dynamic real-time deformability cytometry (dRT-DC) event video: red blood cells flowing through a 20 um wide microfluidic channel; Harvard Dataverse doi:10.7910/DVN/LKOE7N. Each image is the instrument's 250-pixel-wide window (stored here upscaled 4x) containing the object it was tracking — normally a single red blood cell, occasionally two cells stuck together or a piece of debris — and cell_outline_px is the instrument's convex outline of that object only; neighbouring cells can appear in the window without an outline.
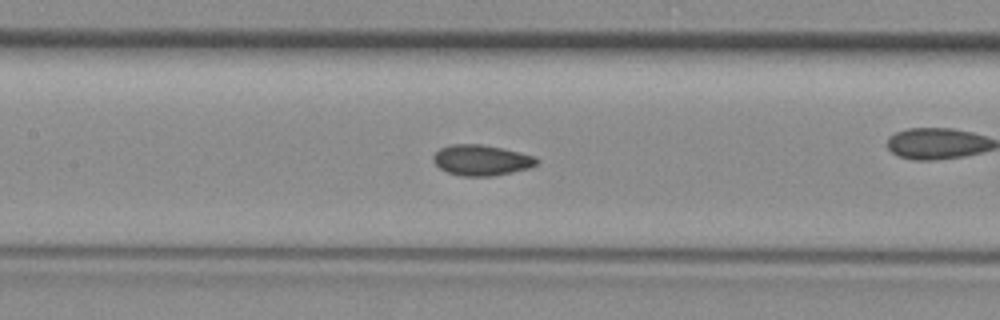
{"species": "common noctule bat (a hibernating species)", "species_latin": "Nyctalus noctula", "temperature_condition": "room temperature", "stored_images_in_passage": 48, "camera_frame_rate_fps": 3000, "um_per_image_px": 0.085, "animal": {"sex": "female", "body_mass_g": 29.2, "forearm_length_mm": 56.3}, "frame": {"image": 1, "passage_image": 21, "time_ms": 6.667, "image_size_px": [1000, 320], "cell_outline_px": [[540, 160], [536, 164], [528, 168], [512, 172], [492, 176], [460, 176], [448, 172], [440, 168], [432, 160], [432, 156], [440, 148], [452, 144], [480, 144], [504, 148], [536, 156]], "centroid_in_image_um": [40.93, 13.61], "position_along_channel_um": 166.5, "area_um2": 18.55}}
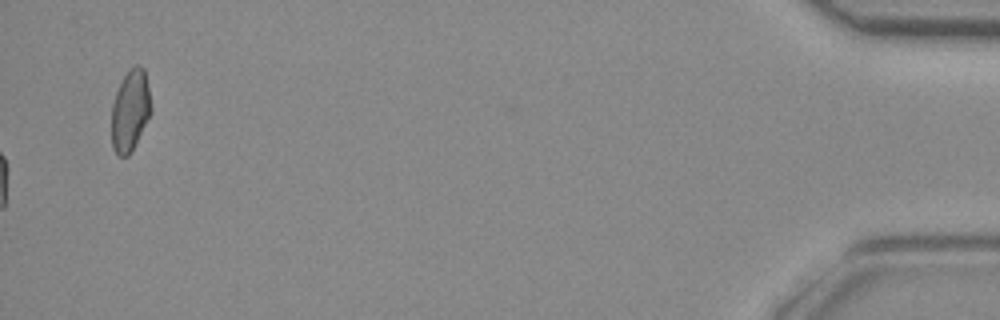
{"frame": {"image": 2, "passage_image": 48, "time_ms": 15.667, "image_size_px": [1000, 320], "cell_outline_px": [[152, 112], [128, 156], [120, 156], [112, 148], [112, 104], [116, 92], [128, 68], [136, 64], [140, 64], [144, 68], [152, 108]], "centroid_in_image_um": [11.07, 9.35], "position_along_channel_um": 424.1, "area_um2": 18.61}}